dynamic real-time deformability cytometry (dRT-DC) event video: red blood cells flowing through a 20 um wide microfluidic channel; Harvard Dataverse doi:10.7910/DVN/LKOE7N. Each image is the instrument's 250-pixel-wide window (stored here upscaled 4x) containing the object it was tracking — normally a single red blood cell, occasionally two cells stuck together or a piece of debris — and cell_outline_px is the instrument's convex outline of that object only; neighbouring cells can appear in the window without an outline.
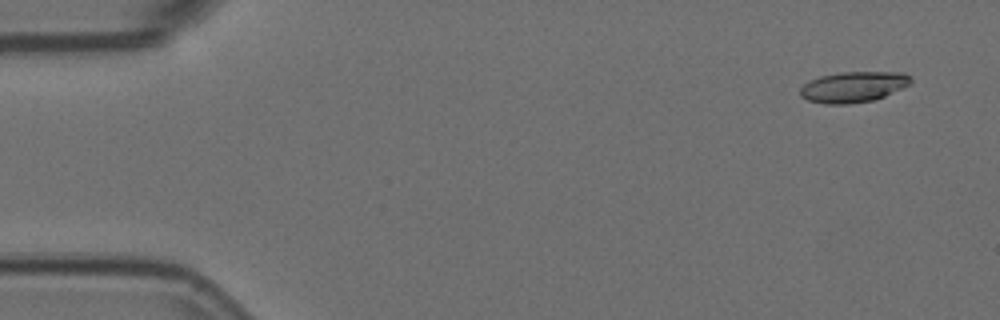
{"species": "Egyptian fruit bat (a non-hibernating species)", "species_latin": "Rousettus aegyptiacus", "temperature_condition": "room temperature", "stored_images_in_passage": 4, "camera_frame_rate_fps": 3000, "um_per_image_px": 0.085, "animal": {"sex": "female"}, "frame": {"image": 1, "passage_image": 1, "time_ms": 0.0, "image_size_px": [1000, 320], "cell_outline_px": [[912, 80], [908, 84], [876, 100], [848, 104], [824, 104], [808, 100], [800, 96], [800, 88], [804, 84], [820, 76], [840, 72], [904, 72], [912, 76]], "centroid_in_image_um": [72.53, 7.39], "position_along_channel_um": 12.5, "area_um2": 19.77}}